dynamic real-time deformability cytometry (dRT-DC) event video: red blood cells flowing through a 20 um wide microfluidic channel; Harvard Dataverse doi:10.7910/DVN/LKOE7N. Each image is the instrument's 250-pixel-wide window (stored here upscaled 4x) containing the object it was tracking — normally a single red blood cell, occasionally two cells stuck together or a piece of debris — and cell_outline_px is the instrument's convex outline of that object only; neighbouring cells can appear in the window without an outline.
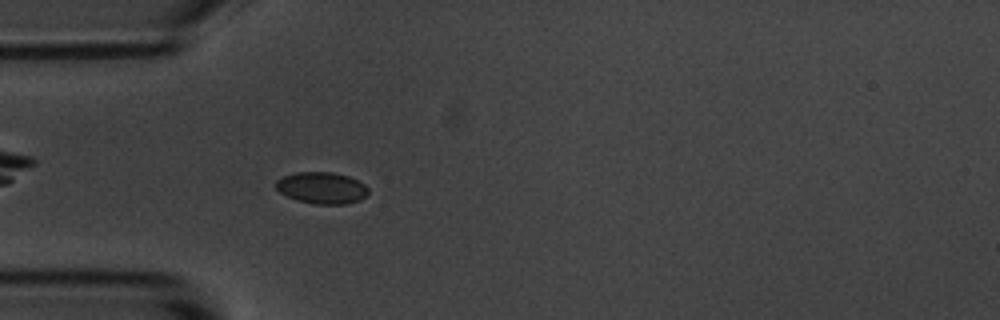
{"species": "common noctule bat (a hibernating species)", "species_latin": "Nyctalus noctula", "temperature_condition": "room temperature", "stored_images_in_passage": 42, "camera_frame_rate_fps": 3000, "um_per_image_px": 0.085, "animal": {"sex": "male", "body_mass_g": 20.1, "forearm_length_mm": 53.5}, "frame": {"image": 1, "passage_image": 3, "time_ms": 0.667, "image_size_px": [1000, 320], "cell_outline_px": [[368, 192], [360, 200], [344, 204], [316, 204], [296, 200], [280, 192], [276, 188], [276, 180], [284, 176], [296, 172], [332, 172], [348, 176], [364, 184], [368, 188]], "centroid_in_image_um": [27.34, 15.97], "position_along_channel_um": 57.7, "area_um2": 16.88}}
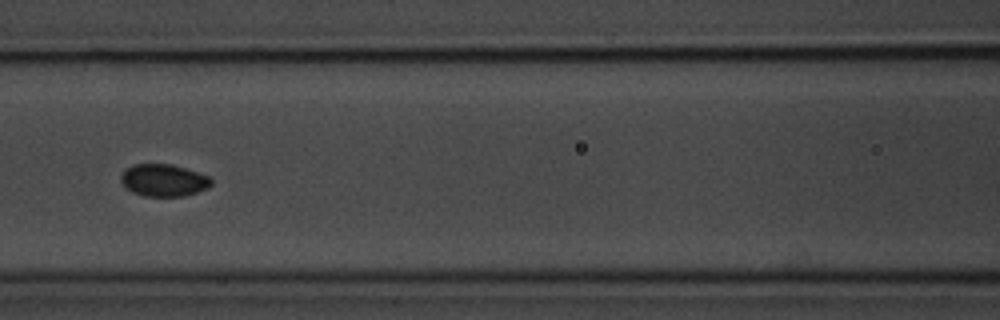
{"frame": {"image": 2, "passage_image": 11, "time_ms": 3.333, "image_size_px": [1000, 320], "cell_outline_px": [[212, 184], [208, 188], [184, 196], [144, 196], [132, 192], [124, 188], [120, 180], [120, 176], [128, 168], [136, 164], [172, 164], [208, 176], [212, 180]], "centroid_in_image_um": [13.89, 15.33], "position_along_channel_um": 152.7, "area_um2": 16.88}}
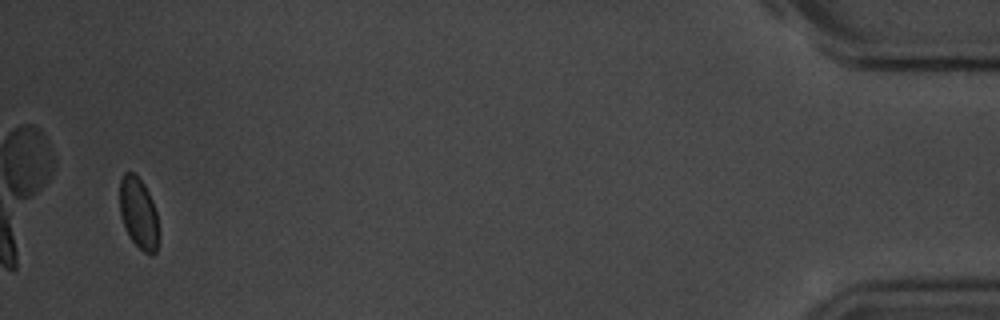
{"frame": {"image": 3, "passage_image": 40, "time_ms": 13.0, "image_size_px": [1000, 320], "cell_outline_px": [[160, 232], [156, 252], [144, 252], [132, 240], [120, 216], [120, 180], [124, 172], [132, 172], [144, 184], [152, 200], [156, 212]], "centroid_in_image_um": [11.79, 18.11], "position_along_channel_um": 423.4, "area_um2": 16.01}}